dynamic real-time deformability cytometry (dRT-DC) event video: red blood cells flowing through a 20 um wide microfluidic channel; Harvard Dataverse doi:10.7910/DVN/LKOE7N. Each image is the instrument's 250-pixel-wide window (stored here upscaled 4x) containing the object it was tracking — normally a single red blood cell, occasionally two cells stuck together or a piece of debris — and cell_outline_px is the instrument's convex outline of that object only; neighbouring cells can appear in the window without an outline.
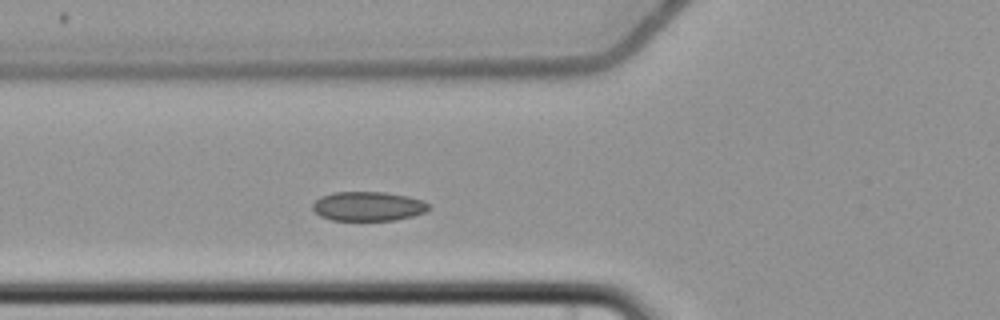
{"species": "common noctule bat (a hibernating species)", "species_latin": "Nyctalus noctula", "temperature_condition": "cold", "stored_images_in_passage": 4, "camera_frame_rate_fps": 3000, "um_per_image_px": 0.085, "animal": {"sex": "female", "body_mass_g": 22.7, "forearm_length_mm": 54.2}, "frame": {"image": 1, "passage_image": 4, "time_ms": 3.667, "image_size_px": [1000, 320], "cell_outline_px": [[432, 208], [424, 212], [412, 216], [396, 220], [332, 220], [320, 216], [312, 208], [312, 204], [320, 196], [332, 192], [384, 192], [408, 196], [424, 200]], "centroid_in_image_um": [31.3, 17.53], "position_along_channel_um": 94.5, "area_um2": 19.94}}